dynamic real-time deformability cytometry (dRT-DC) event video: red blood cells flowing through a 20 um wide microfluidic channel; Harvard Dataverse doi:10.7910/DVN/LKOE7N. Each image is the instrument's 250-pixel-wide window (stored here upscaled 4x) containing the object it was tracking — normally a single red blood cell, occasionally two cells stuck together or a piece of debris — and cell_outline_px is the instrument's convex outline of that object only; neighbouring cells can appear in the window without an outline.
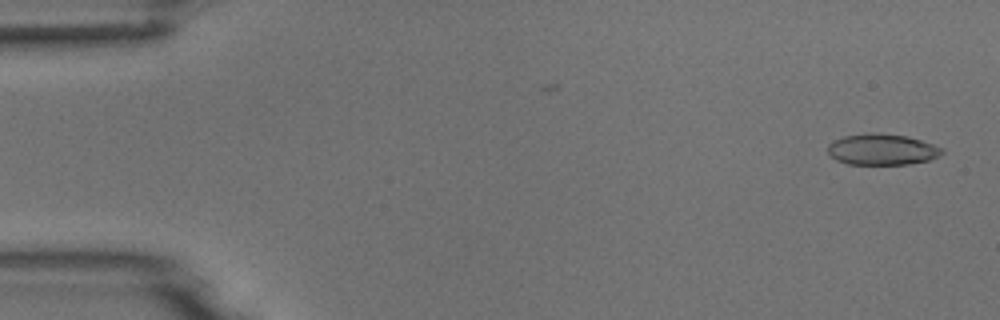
{"species": "common noctule bat (a hibernating species)", "species_latin": "Nyctalus noctula", "temperature_condition": "room temperature", "stored_images_in_passage": 2, "camera_frame_rate_fps": 3000, "um_per_image_px": 0.085, "animal": {"sex": "male", "body_mass_g": 18.8}, "frame": {"image": 1, "passage_image": 2, "time_ms": 0.333, "image_size_px": [1000, 320], "cell_outline_px": [[944, 152], [940, 156], [928, 160], [908, 164], [848, 164], [836, 160], [828, 156], [828, 144], [832, 140], [844, 136], [868, 132], [880, 132], [908, 136], [944, 148]], "centroid_in_image_um": [74.95, 12.69], "position_along_channel_um": 10.1, "area_um2": 21.04}}